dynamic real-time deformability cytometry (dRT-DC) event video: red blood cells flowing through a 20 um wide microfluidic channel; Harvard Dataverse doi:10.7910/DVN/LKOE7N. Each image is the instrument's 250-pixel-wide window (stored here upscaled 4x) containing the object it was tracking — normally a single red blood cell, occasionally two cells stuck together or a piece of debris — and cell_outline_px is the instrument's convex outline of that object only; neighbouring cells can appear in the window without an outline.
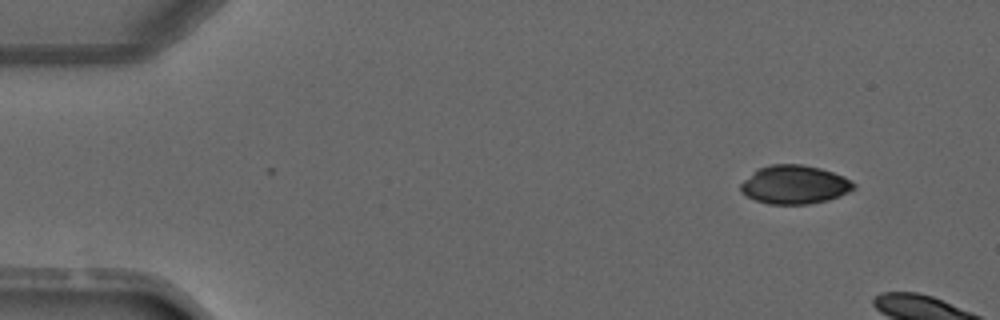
{"species": "common noctule bat (a hibernating species)", "species_latin": "Nyctalus noctula", "temperature_condition": "warm", "stored_images_in_passage": 2, "camera_frame_rate_fps": 3000, "um_per_image_px": 0.085, "animal": {"sex": "male", "forearm_length_mm": 52.5}, "frame": {"image": 1, "passage_image": 2, "time_ms": 1.333, "image_size_px": [1000, 320], "cell_outline_px": [[856, 188], [840, 196], [828, 200], [808, 204], [768, 204], [756, 200], [740, 192], [740, 184], [744, 180], [760, 168], [772, 164], [800, 164], [820, 168], [844, 176], [856, 184]], "centroid_in_image_um": [67.56, 15.7], "position_along_channel_um": 17.4, "area_um2": 25.32}}